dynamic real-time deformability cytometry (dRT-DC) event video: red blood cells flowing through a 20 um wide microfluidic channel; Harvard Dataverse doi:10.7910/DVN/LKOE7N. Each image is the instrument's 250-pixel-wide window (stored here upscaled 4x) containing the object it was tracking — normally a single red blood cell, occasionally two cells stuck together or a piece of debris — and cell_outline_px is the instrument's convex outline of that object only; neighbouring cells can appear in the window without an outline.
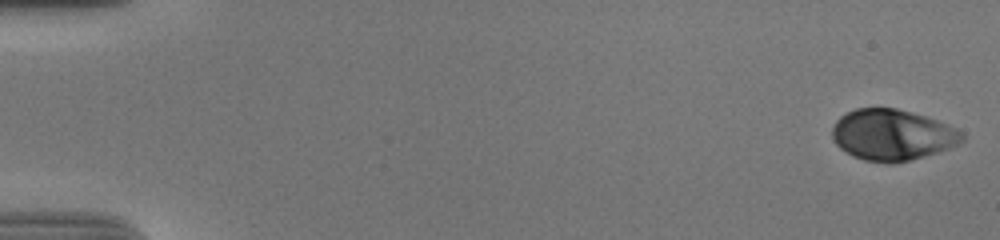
{"species": "human", "species_latin": "Homo sapiens", "temperature_condition": "cold", "stored_images_in_passage": 56, "camera_frame_rate_fps": 3000, "um_per_image_px": 0.085, "donor": {"sex": "male"}, "frame": {"image": 1, "passage_image": 1, "time_ms": 0.0, "image_size_px": [1000, 240], "cell_outline_px": [[964, 140], [948, 148], [924, 156], [908, 160], [888, 164], [864, 160], [852, 156], [840, 148], [836, 144], [832, 136], [832, 128], [836, 120], [840, 116], [856, 108], [896, 108], [924, 116], [948, 124], [964, 132]], "centroid_in_image_um": [75.82, 11.47], "position_along_channel_um": 9.2, "area_um2": 38.49}}
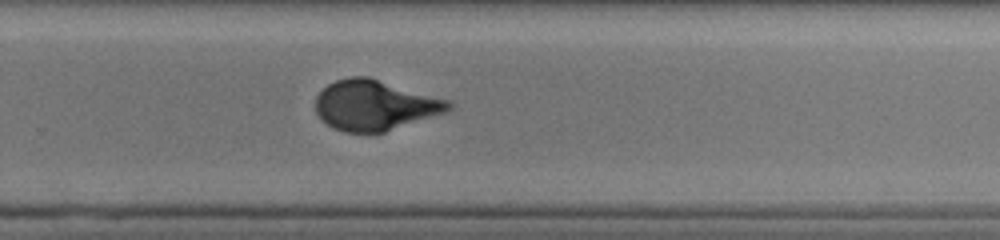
{"frame": {"image": 2, "passage_image": 38, "time_ms": 12.333, "image_size_px": [1000, 240], "cell_outline_px": [[452, 108], [448, 112], [384, 132], [344, 132], [332, 128], [316, 112], [316, 96], [328, 84], [336, 80], [352, 76], [368, 76], [452, 100]], "centroid_in_image_um": [31.92, 8.93], "position_along_channel_um": 297.9, "area_um2": 39.13}}
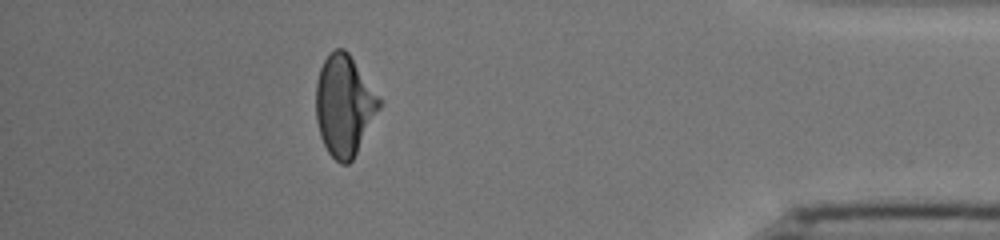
{"frame": {"image": 3, "passage_image": 50, "time_ms": 16.333, "image_size_px": [1000, 240], "cell_outline_px": [[380, 108], [352, 160], [348, 164], [340, 164], [328, 152], [320, 136], [316, 120], [316, 84], [320, 68], [324, 60], [336, 48], [344, 48], [348, 52], [380, 100]], "centroid_in_image_um": [29.23, 8.98], "position_along_channel_um": 406.0, "area_um2": 36.47}, "authors_computed_cell_mechanics": {"area_um2": 38.9572, "velocity_mm_per_s": 3.6964, "shape_relaxation_time_tau1_ms": 4.2821, "shape_relaxation_time_tau2_ms": null, "deformation_change_tau1": 0.1675, "deformation_change_tau2": null}}